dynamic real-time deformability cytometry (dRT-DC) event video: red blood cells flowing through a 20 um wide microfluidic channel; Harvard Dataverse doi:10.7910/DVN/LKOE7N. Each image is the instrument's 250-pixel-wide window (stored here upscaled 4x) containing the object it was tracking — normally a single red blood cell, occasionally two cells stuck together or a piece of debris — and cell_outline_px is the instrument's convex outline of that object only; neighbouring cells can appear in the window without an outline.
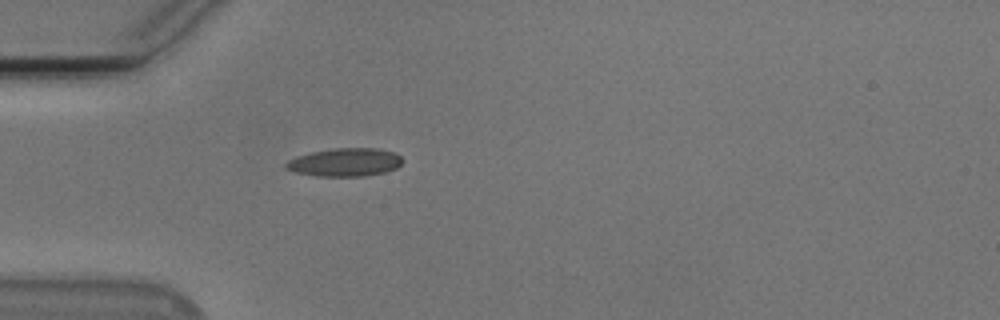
{"species": "Egyptian fruit bat (a non-hibernating species)", "species_latin": "Rousettus aegyptiacus", "temperature_condition": "cold", "stored_images_in_passage": 39, "camera_frame_rate_fps": 3000, "um_per_image_px": 0.085, "animal": {"sex": "male"}, "frame": {"image": 1, "passage_image": 1, "time_ms": 0.0, "image_size_px": [1000, 320], "cell_outline_px": [[404, 160], [396, 168], [384, 172], [364, 176], [316, 176], [296, 172], [284, 168], [284, 164], [288, 160], [296, 156], [312, 152], [332, 148], [376, 148], [396, 152]], "centroid_in_image_um": [29.32, 13.78], "position_along_channel_um": 55.7, "area_um2": 19.25}}
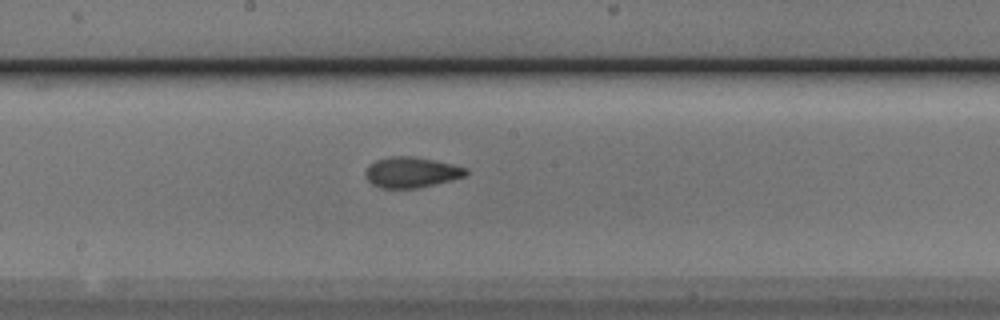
{"frame": {"image": 2, "passage_image": 14, "time_ms": 4.333, "image_size_px": [1000, 320], "cell_outline_px": [[468, 172], [464, 176], [416, 188], [380, 188], [372, 184], [364, 176], [364, 172], [368, 164], [376, 160], [388, 156], [416, 156], [452, 164], [468, 168]], "centroid_in_image_um": [34.9, 14.63], "position_along_channel_um": 213.3, "area_um2": 17.92}}
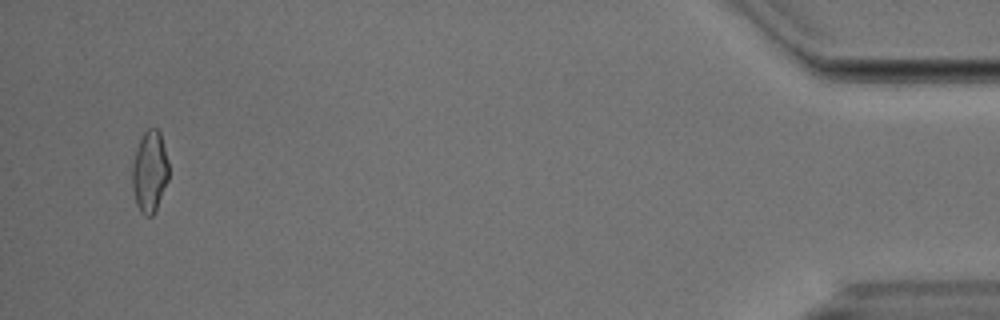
{"frame": {"image": 3, "passage_image": 37, "time_ms": 12.0, "image_size_px": [1000, 320], "cell_outline_px": [[168, 180], [156, 212], [152, 216], [144, 216], [140, 212], [136, 204], [132, 188], [132, 164], [140, 140], [144, 132], [148, 128], [156, 128], [160, 132], [168, 160]], "centroid_in_image_um": [12.73, 14.63], "position_along_channel_um": 422.5, "area_um2": 17.46}, "authors_computed_cell_mechanics": {"area_um2": 17.5134, "velocity_mm_per_s": 3.7864, "shape_relaxation_time_tau1_ms": 4.8051, "shape_relaxation_time_tau2_ms": 1.9564, "deformation_change_tau1": 0.1204, "deformation_change_tau2": 0.0773}}